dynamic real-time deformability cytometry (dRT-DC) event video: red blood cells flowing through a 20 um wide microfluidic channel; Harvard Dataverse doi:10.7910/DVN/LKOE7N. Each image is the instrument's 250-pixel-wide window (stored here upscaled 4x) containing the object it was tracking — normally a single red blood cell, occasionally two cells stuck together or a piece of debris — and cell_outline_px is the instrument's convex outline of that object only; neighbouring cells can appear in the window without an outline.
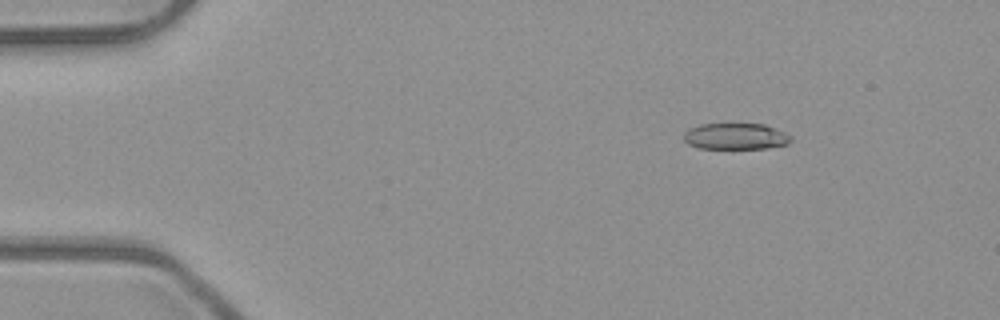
{"species": "common noctule bat (a hibernating species)", "species_latin": "Nyctalus noctula", "temperature_condition": "room temperature", "stored_images_in_passage": 46, "camera_frame_rate_fps": 3000, "um_per_image_px": 0.085, "animal": {"sex": "male", "body_mass_g": 23.1, "forearm_length_mm": 52.7}, "frame": {"image": 1, "passage_image": 1, "time_ms": 0.0, "image_size_px": [1000, 320], "cell_outline_px": [[792, 140], [788, 144], [768, 148], [700, 148], [688, 144], [684, 140], [684, 132], [688, 128], [700, 124], [764, 124], [784, 132], [792, 136]], "centroid_in_image_um": [62.53, 11.58], "position_along_channel_um": 22.5, "area_um2": 16.42}}
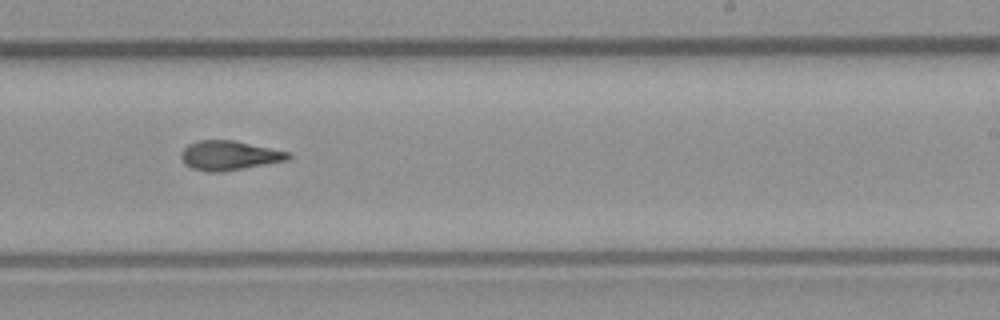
{"frame": {"image": 2, "passage_image": 26, "time_ms": 8.333, "image_size_px": [1000, 320], "cell_outline_px": [[292, 156], [288, 160], [224, 172], [208, 172], [192, 168], [184, 164], [180, 156], [180, 152], [188, 144], [196, 140], [236, 140], [292, 152]], "centroid_in_image_um": [19.5, 13.21], "position_along_channel_um": 269.5, "area_um2": 18.79}}
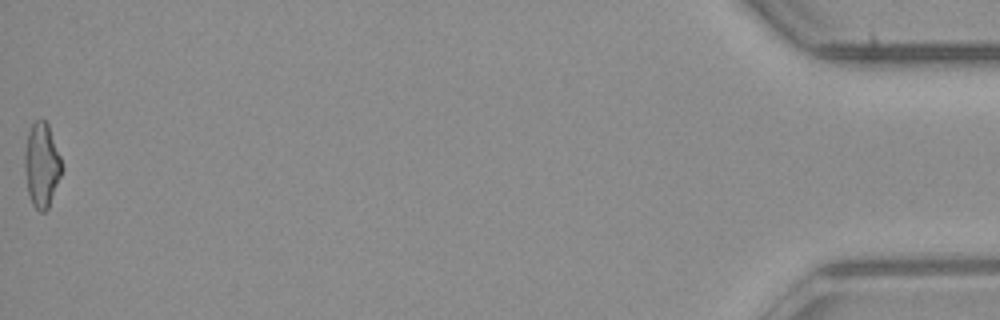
{"frame": {"image": 3, "passage_image": 46, "time_ms": 15.0, "image_size_px": [1000, 320], "cell_outline_px": [[64, 168], [48, 208], [44, 212], [40, 212], [32, 204], [28, 192], [24, 168], [24, 156], [28, 132], [32, 124], [36, 120], [44, 120], [48, 124], [60, 156]], "centroid_in_image_um": [3.55, 14.04], "position_along_channel_um": 431.6, "area_um2": 18.21}, "authors_computed_cell_mechanics": {"area_um2": 18.1781, "velocity_mm_per_s": 3.9843, "shape_relaxation_time_tau1_ms": 11.2028, "shape_relaxation_time_tau2_ms": 3.0551, "deformation_change_tau1": 0.2849, "deformation_change_tau2": 0.1084}}